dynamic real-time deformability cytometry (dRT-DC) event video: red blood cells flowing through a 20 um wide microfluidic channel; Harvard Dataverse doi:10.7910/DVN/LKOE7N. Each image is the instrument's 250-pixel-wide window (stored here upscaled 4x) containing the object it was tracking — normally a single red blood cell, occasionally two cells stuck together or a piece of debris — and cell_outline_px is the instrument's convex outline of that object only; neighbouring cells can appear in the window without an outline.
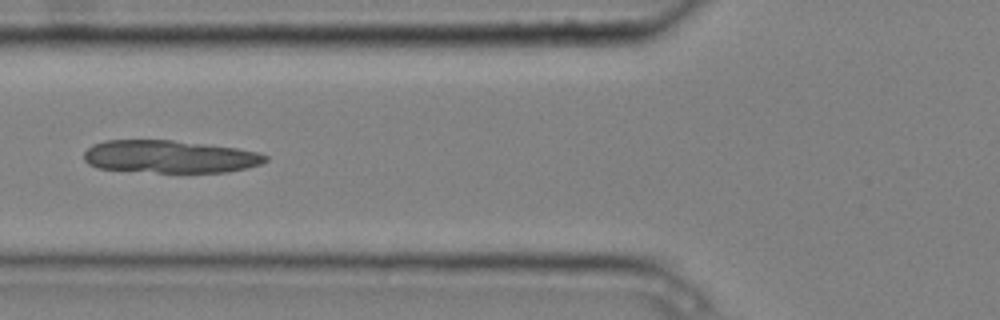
{"species": "common noctule bat (a hibernating species)", "species_latin": "Nyctalus noctula", "temperature_condition": "cold", "stored_images_in_passage": 6, "camera_frame_rate_fps": 3000, "um_per_image_px": 0.085, "animal": {"sex": "male", "body_mass_g": 20.4}, "frame": {"image": 1, "passage_image": 6, "time_ms": 1.667, "image_size_px": [1000, 320], "cell_outline_px": [[268, 160], [260, 164], [228, 172], [156, 172], [96, 168], [88, 164], [84, 160], [84, 152], [92, 144], [104, 140], [172, 140], [236, 148], [260, 152], [268, 156]], "centroid_in_image_um": [14.4, 13.31], "position_along_channel_um": 111.4, "area_um2": 34.51}}